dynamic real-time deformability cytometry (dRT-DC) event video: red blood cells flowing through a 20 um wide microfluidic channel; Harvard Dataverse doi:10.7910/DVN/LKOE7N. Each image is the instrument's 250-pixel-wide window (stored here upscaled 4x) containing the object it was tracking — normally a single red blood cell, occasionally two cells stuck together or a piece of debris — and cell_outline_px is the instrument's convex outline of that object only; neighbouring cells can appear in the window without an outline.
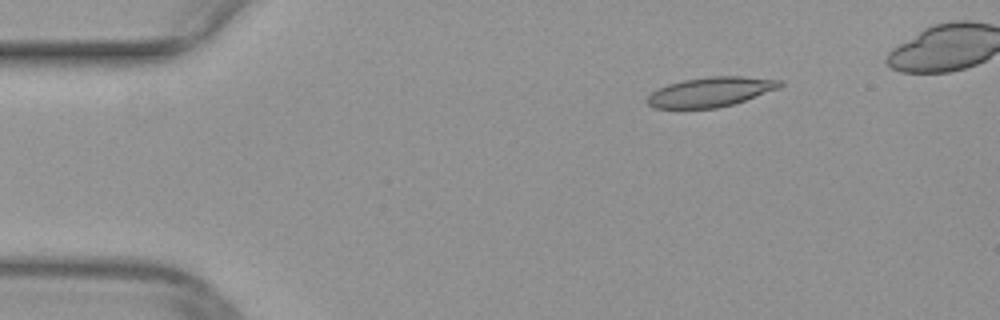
{"species": "common noctule bat (a hibernating species)", "species_latin": "Nyctalus noctula", "temperature_condition": "warm", "stored_images_in_passage": 39, "camera_frame_rate_fps": 3000, "um_per_image_px": 0.085, "animal": {"sex": "female", "body_mass_g": 29.2, "forearm_length_mm": 56.3}, "frame": {"image": 1, "passage_image": 1, "time_ms": 0.0, "image_size_px": [1000, 320], "cell_outline_px": [[784, 84], [780, 88], [732, 104], [716, 108], [652, 108], [648, 104], [648, 96], [652, 92], [668, 84], [684, 80], [708, 76], [740, 76], [780, 80]], "centroid_in_image_um": [60.41, 7.81], "position_along_channel_um": 24.6, "area_um2": 22.66}}
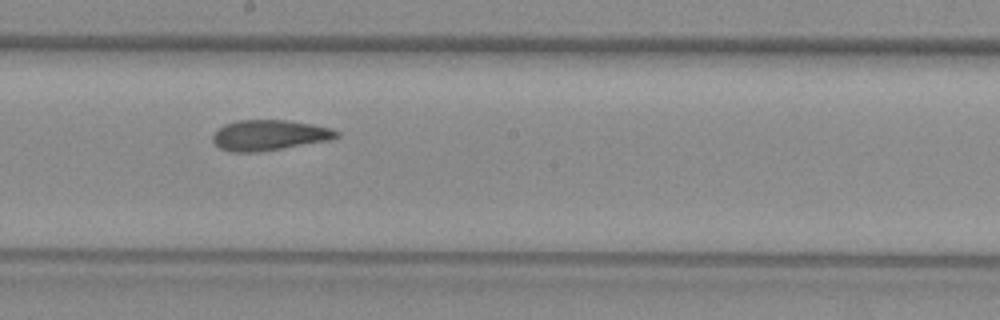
{"frame": {"image": 2, "passage_image": 21, "time_ms": 6.667, "image_size_px": [1000, 320], "cell_outline_px": [[340, 136], [332, 140], [260, 152], [232, 152], [220, 148], [212, 140], [212, 136], [224, 124], [236, 120], [288, 120], [312, 124], [332, 128], [340, 132]], "centroid_in_image_um": [22.93, 11.49], "position_along_channel_um": 225.3, "area_um2": 22.2}}
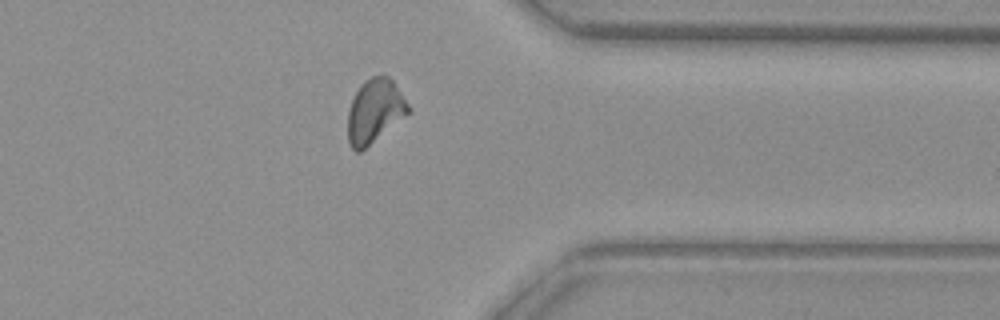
{"frame": {"image": 3, "passage_image": 33, "time_ms": 10.667, "image_size_px": [1000, 320], "cell_outline_px": [[412, 112], [360, 152], [356, 152], [348, 144], [348, 108], [360, 84], [364, 80], [372, 76], [388, 76], [392, 80], [412, 108]], "centroid_in_image_um": [31.87, 9.45], "position_along_channel_um": 379.5, "area_um2": 22.72}}